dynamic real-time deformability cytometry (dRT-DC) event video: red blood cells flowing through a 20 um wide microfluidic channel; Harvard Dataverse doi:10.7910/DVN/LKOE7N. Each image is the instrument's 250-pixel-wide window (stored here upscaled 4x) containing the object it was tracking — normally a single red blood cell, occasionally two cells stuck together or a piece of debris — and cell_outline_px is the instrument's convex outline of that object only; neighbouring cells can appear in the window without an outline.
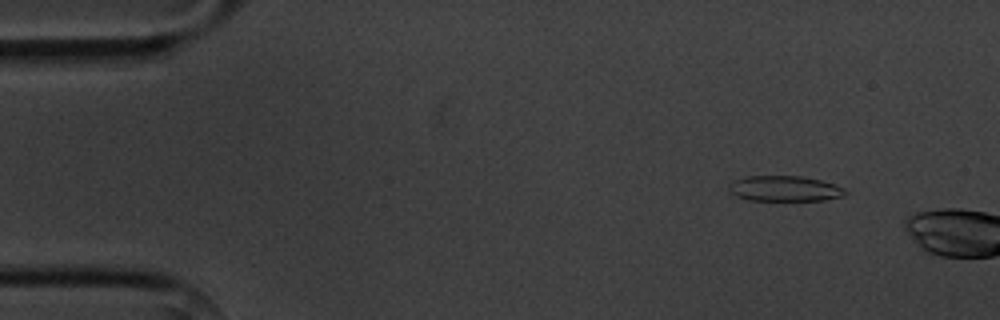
{"species": "common noctule bat (a hibernating species)", "species_latin": "Nyctalus noctula", "temperature_condition": "cold", "stored_images_in_passage": 2, "camera_frame_rate_fps": 3000, "um_per_image_px": 0.085, "animal": {"sex": "male", "body_mass_g": 20.1, "forearm_length_mm": 53.5}, "frame": {"image": 1, "passage_image": 1, "time_ms": 0.0, "image_size_px": [1000, 320], "cell_outline_px": [[848, 192], [844, 196], [824, 200], [748, 200], [736, 196], [728, 188], [728, 184], [732, 180], [744, 176], [804, 176], [820, 180], [844, 188]], "centroid_in_image_um": [66.67, 16.02], "position_along_channel_um": 18.3, "area_um2": 17.34}}